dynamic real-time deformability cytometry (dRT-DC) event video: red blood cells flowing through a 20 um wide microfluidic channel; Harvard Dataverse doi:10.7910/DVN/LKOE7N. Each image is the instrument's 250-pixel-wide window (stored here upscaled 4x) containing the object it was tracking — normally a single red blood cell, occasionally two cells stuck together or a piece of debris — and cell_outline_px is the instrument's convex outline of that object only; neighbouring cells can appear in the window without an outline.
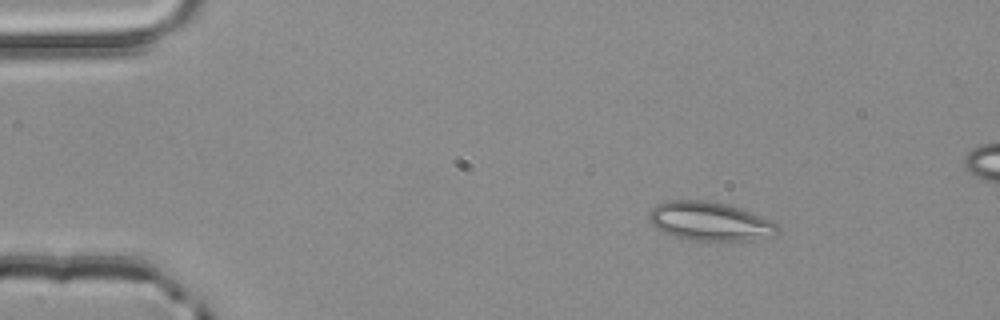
{"species": "common noctule bat (a hibernating species)", "species_latin": "Nyctalus noctula", "temperature_condition": "room temperature", "stored_images_in_passage": 3, "camera_frame_rate_fps": 3000, "um_per_image_px": 0.085, "animal": {"sex": "male", "body_mass_g": 20.4}, "frame": {"image": 1, "passage_image": 1, "time_ms": 0.0, "image_size_px": [1000, 320], "cell_outline_px": [[780, 228], [776, 232], [752, 240], [688, 240], [672, 236], [656, 228], [652, 224], [648, 216], [648, 212], [656, 204], [668, 200], [708, 200], [740, 208], [772, 220]], "centroid_in_image_um": [60.27, 18.79], "position_along_channel_um": 24.7, "area_um2": 28.84}}
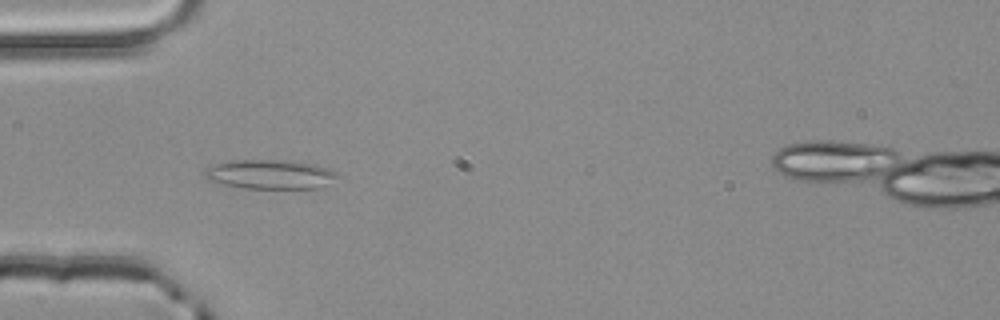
{"frame": {"image": 2, "passage_image": 3, "time_ms": 0.667, "image_size_px": [1000, 320], "cell_outline_px": [[340, 176], [320, 188], [244, 188], [224, 184], [208, 180], [204, 176], [204, 172], [208, 168], [216, 164], [232, 160], [292, 160], [312, 164], [328, 168], [336, 172]], "centroid_in_image_um": [22.98, 14.81], "position_along_channel_um": 62.0, "area_um2": 22.54}}